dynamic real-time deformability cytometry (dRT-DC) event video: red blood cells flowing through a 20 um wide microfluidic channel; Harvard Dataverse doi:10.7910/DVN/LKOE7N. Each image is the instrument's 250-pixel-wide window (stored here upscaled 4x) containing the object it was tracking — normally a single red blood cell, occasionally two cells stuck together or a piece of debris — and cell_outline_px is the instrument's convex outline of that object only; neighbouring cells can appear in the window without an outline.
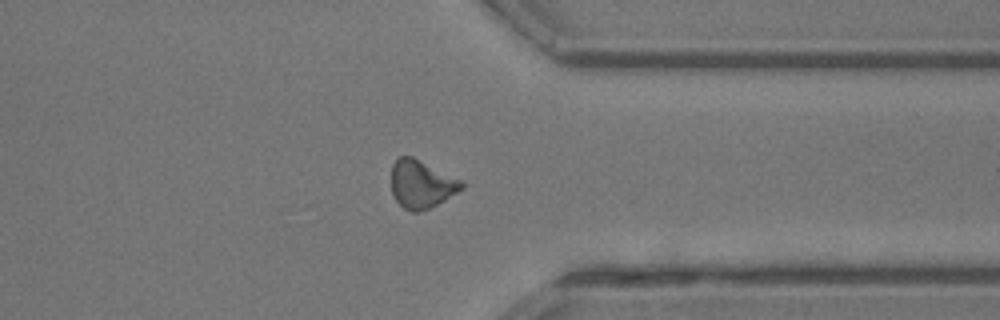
{"species": "common noctule bat (a hibernating species)", "species_latin": "Nyctalus noctula", "temperature_condition": "room temperature", "stored_images_in_passage": 26, "camera_frame_rate_fps": 3000, "um_per_image_px": 0.085, "animal": {"sex": "male", "body_mass_g": 13.3}, "frame": {"image": 1, "passage_image": 21, "time_ms": 6.667, "image_size_px": [1000, 320], "cell_outline_px": [[464, 188], [444, 200], [428, 208], [416, 212], [412, 212], [404, 208], [396, 200], [392, 192], [392, 164], [400, 156], [412, 156], [464, 180]], "centroid_in_image_um": [35.85, 15.63], "position_along_channel_um": 375.6, "area_um2": 19.65}}
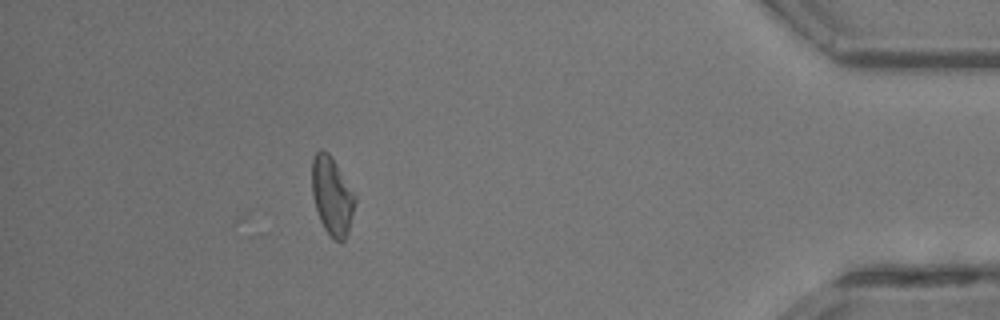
{"frame": {"image": 2, "passage_image": 24, "time_ms": 7.667, "image_size_px": [1000, 320], "cell_outline_px": [[356, 200], [348, 232], [344, 240], [332, 240], [324, 228], [320, 220], [312, 196], [312, 160], [316, 152], [320, 148], [328, 152], [336, 164], [356, 196]], "centroid_in_image_um": [28.21, 16.65], "position_along_channel_um": 407.0, "area_um2": 19.48}}